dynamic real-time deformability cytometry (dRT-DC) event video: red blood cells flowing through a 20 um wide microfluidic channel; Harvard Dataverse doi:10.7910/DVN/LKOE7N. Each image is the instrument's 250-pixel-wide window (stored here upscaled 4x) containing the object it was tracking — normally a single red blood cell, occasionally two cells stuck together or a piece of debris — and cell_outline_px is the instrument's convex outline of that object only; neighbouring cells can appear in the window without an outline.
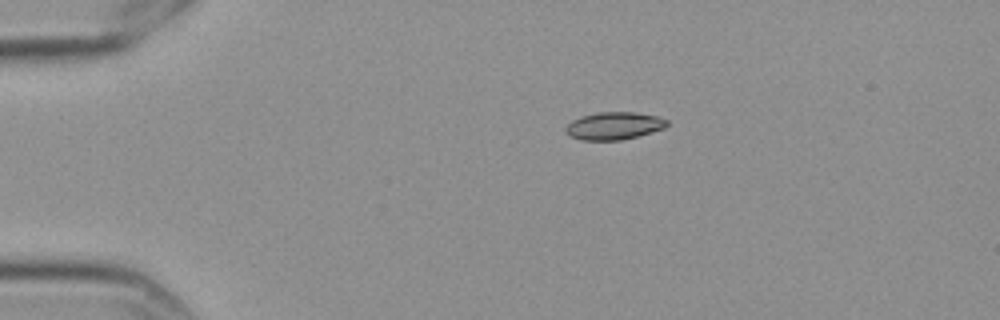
{"species": "Egyptian fruit bat (a non-hibernating species)", "species_latin": "Rousettus aegyptiacus", "temperature_condition": "cold", "stored_images_in_passage": 6, "camera_frame_rate_fps": 3000, "um_per_image_px": 0.085, "frame": {"image": 1, "passage_image": 6, "time_ms": 1.667, "image_size_px": [1000, 320], "cell_outline_px": [[668, 124], [664, 128], [652, 132], [620, 140], [580, 140], [564, 132], [564, 128], [572, 120], [580, 116], [596, 112], [636, 112], [656, 116], [668, 120]], "centroid_in_image_um": [52.16, 10.68], "position_along_channel_um": 32.8, "area_um2": 16.3}}